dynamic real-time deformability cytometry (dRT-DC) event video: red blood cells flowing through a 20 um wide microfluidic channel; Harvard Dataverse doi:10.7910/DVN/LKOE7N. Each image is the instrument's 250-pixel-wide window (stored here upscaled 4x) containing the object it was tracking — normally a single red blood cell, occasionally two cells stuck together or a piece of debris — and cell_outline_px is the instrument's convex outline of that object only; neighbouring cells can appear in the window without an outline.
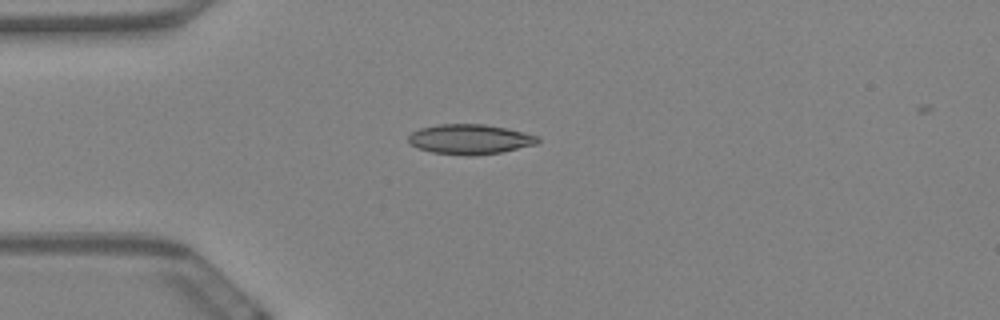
{"species": "Egyptian fruit bat (a non-hibernating species)", "species_latin": "Rousettus aegyptiacus", "temperature_condition": "warm", "stored_images_in_passage": 45, "camera_frame_rate_fps": 3000, "um_per_image_px": 0.085, "animal": {"sex": "female"}, "frame": {"image": 1, "passage_image": 1, "time_ms": 0.0, "image_size_px": [1000, 320], "cell_outline_px": [[540, 140], [536, 144], [500, 152], [476, 156], [464, 156], [432, 152], [408, 144], [408, 136], [412, 132], [420, 128], [436, 124], [484, 124], [508, 128], [540, 136]], "centroid_in_image_um": [39.94, 11.83], "position_along_channel_um": 45.1, "area_um2": 22.77}}
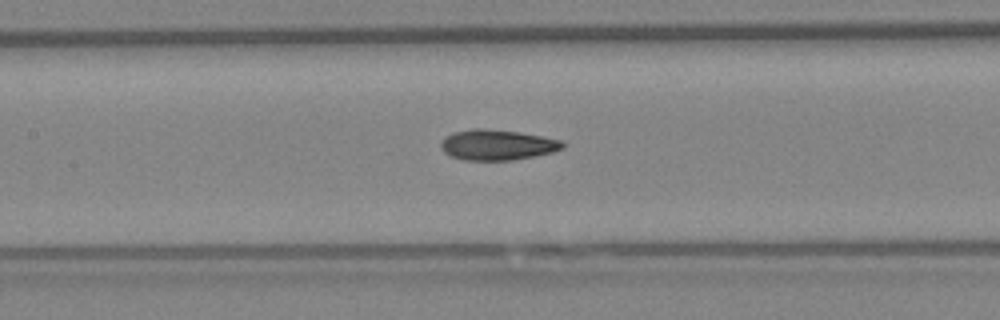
{"frame": {"image": 2, "passage_image": 13, "time_ms": 4.0, "image_size_px": [1000, 320], "cell_outline_px": [[568, 144], [564, 148], [552, 152], [536, 156], [512, 160], [464, 160], [452, 156], [444, 152], [440, 148], [440, 144], [448, 136], [456, 132], [476, 128], [484, 128], [520, 132], [544, 136], [564, 140]], "centroid_in_image_um": [42.36, 12.31], "position_along_channel_um": 165.0, "area_um2": 21.73}}
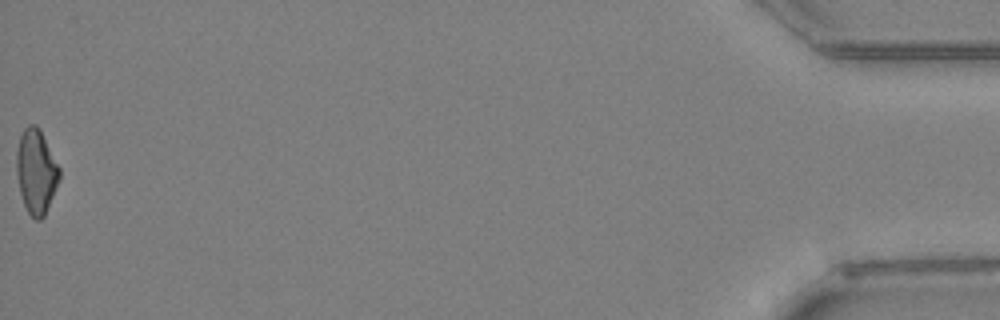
{"frame": {"image": 3, "passage_image": 45, "time_ms": 14.667, "image_size_px": [1000, 320], "cell_outline_px": [[60, 180], [44, 216], [40, 220], [36, 220], [28, 212], [24, 204], [20, 192], [16, 172], [16, 152], [20, 136], [24, 128], [28, 124], [36, 124], [40, 128], [60, 168]], "centroid_in_image_um": [3.08, 14.55], "position_along_channel_um": 432.1, "area_um2": 21.21}, "authors_computed_cell_mechanics": {"area_um2": 21.0392, "velocity_mm_per_s": 3.4558, "shape_relaxation_time_tau1_ms": null, "shape_relaxation_time_tau2_ms": 2.1613, "deformation_change_tau1": null, "deformation_change_tau2": 0.0855}}